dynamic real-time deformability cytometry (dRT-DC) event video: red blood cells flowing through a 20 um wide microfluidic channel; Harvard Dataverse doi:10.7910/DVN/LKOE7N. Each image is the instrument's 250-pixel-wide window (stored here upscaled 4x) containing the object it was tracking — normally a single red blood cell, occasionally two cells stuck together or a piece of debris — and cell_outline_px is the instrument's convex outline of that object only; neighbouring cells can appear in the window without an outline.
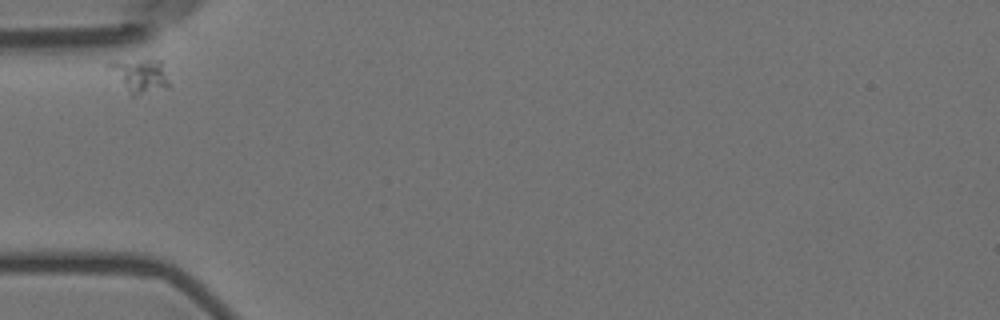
{"species": "Egyptian fruit bat (a non-hibernating species)", "species_latin": "Rousettus aegyptiacus", "temperature_condition": "room temperature", "stored_images_in_passage": 2, "camera_frame_rate_fps": 3000, "um_per_image_px": 0.085, "animal": {"sex": "female"}, "frame": {"image": 1, "passage_image": 1, "time_ms": 0.0, "image_size_px": [1000, 320], "cell_outline_px": [[172, 84], [168, 88], [136, 96], [132, 96], [104, 64], [148, 60], [160, 60]], "centroid_in_image_um": [11.98, 6.48], "position_along_channel_um": 73.0, "area_um2": 11.56}}